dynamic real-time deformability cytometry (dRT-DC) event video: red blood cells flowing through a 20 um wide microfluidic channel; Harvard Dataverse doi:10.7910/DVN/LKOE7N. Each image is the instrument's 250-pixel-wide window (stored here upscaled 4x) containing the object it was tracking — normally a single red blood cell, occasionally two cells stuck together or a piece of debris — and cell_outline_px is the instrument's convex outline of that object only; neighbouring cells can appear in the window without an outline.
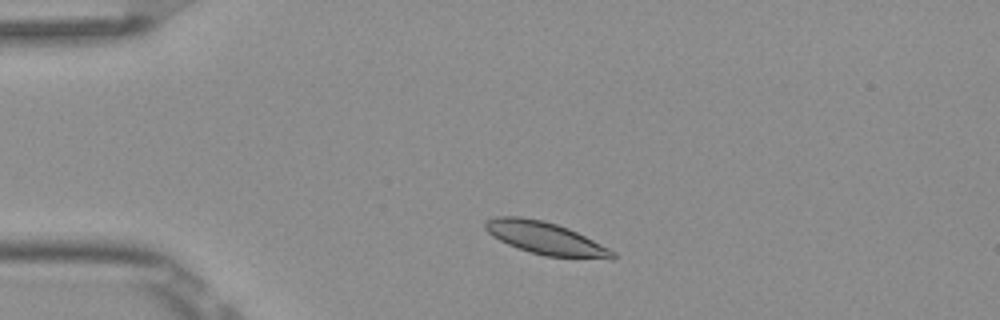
{"species": "Egyptian fruit bat (a non-hibernating species)", "species_latin": "Rousettus aegyptiacus", "temperature_condition": "room temperature", "stored_images_in_passage": 4, "camera_frame_rate_fps": 3000, "um_per_image_px": 0.085, "frame": {"image": 1, "passage_image": 2, "time_ms": 0.333, "image_size_px": [1000, 320], "cell_outline_px": [[616, 256], [612, 260], [544, 256], [528, 252], [508, 244], [492, 236], [484, 228], [484, 220], [496, 216], [520, 216], [544, 220], [568, 228], [616, 252]], "centroid_in_image_um": [46.35, 20.26], "position_along_channel_um": 38.6, "area_um2": 24.33}}
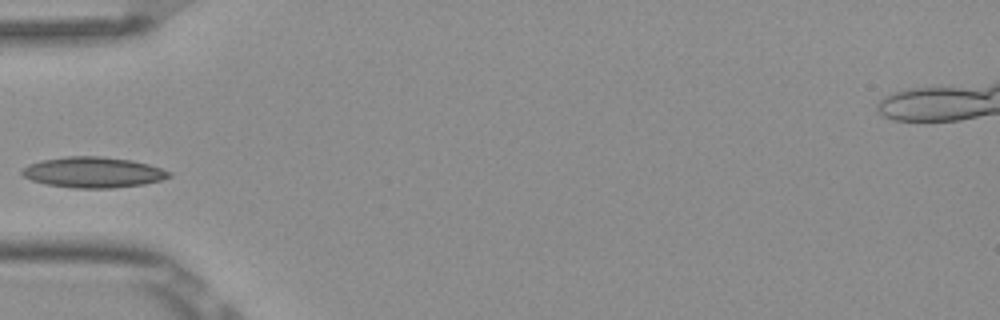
{"frame": {"image": 2, "passage_image": 4, "time_ms": 1.0, "image_size_px": [1000, 320], "cell_outline_px": [[172, 176], [160, 180], [144, 184], [112, 188], [72, 188], [48, 184], [32, 180], [24, 176], [20, 172], [28, 164], [40, 160], [68, 156], [100, 156], [132, 160], [148, 164], [172, 172]], "centroid_in_image_um": [7.93, 14.64], "position_along_channel_um": 77.1, "area_um2": 26.24}}